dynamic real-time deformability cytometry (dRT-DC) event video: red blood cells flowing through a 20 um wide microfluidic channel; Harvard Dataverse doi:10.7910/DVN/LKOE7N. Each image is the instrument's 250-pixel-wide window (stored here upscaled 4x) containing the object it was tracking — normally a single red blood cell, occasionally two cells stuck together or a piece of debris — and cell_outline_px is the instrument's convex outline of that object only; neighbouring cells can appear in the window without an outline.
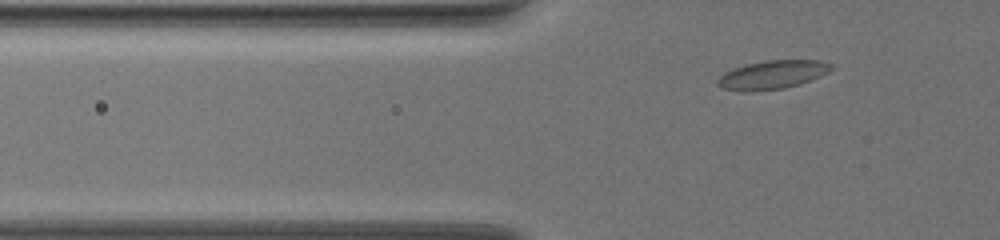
{"species": "common noctule bat (a hibernating species)", "species_latin": "Nyctalus noctula", "temperature_condition": "warm", "stored_images_in_passage": 36, "camera_frame_rate_fps": 3000, "um_per_image_px": 0.085, "animal": {"sex": "female", "body_mass_g": 19.5, "forearm_length_mm": 54.1}, "frame": {"image": 1, "passage_image": 2, "time_ms": 0.333, "image_size_px": [1000, 240], "cell_outline_px": [[836, 68], [820, 76], [784, 88], [752, 92], [748, 92], [720, 88], [716, 84], [716, 80], [724, 72], [748, 64], [768, 60], [820, 60], [836, 64]], "centroid_in_image_um": [65.67, 6.35], "position_along_channel_um": 60.1, "area_um2": 18.96}}
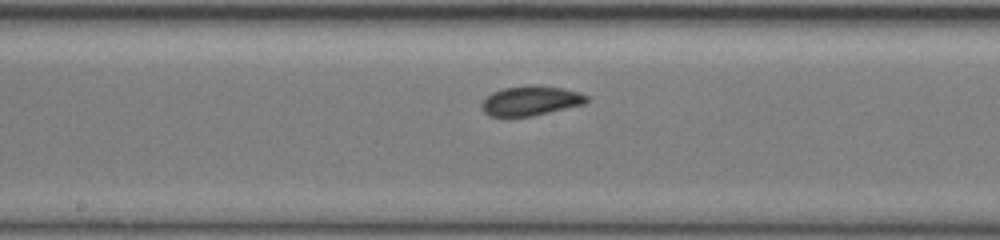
{"frame": {"image": 2, "passage_image": 15, "time_ms": 4.667, "image_size_px": [1000, 240], "cell_outline_px": [[588, 100], [584, 104], [548, 112], [528, 116], [492, 116], [484, 112], [480, 104], [492, 92], [504, 88], [528, 84], [564, 88], [580, 92], [588, 96]], "centroid_in_image_um": [45.12, 8.54], "position_along_channel_um": 203.1, "area_um2": 17.98}}
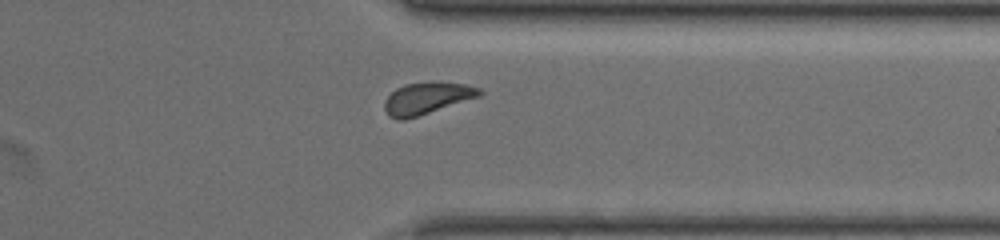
{"frame": {"image": 3, "passage_image": 29, "time_ms": 9.333, "image_size_px": [1000, 240], "cell_outline_px": [[484, 92], [480, 96], [404, 120], [400, 120], [388, 116], [384, 108], [384, 100], [396, 88], [404, 84], [440, 80], [468, 84], [480, 88]], "centroid_in_image_um": [36.3, 8.31], "position_along_channel_um": 375.1, "area_um2": 17.86}}